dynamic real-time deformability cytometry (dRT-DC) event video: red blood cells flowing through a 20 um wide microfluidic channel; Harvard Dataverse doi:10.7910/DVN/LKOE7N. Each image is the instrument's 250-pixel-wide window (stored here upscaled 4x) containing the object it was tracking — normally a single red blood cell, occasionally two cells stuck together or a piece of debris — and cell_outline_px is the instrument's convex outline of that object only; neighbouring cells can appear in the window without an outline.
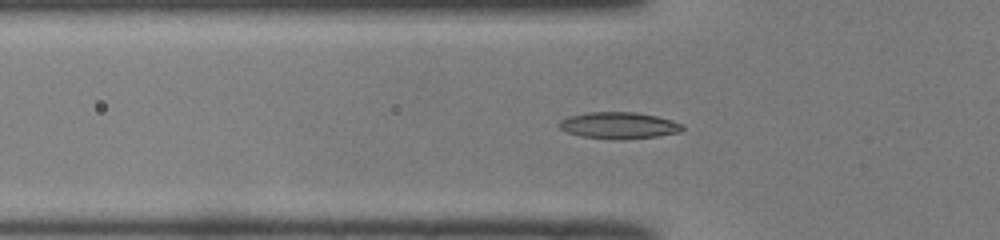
{"species": "common noctule bat (a hibernating species)", "species_latin": "Nyctalus noctula", "temperature_condition": "room temperature", "stored_images_in_passage": 42, "camera_frame_rate_fps": 3000, "um_per_image_px": 0.085, "animal": {"sex": "male", "body_mass_g": 19.0, "forearm_length_mm": 50.8}, "frame": {"image": 1, "passage_image": 8, "time_ms": 2.333, "image_size_px": [1000, 240], "cell_outline_px": [[684, 128], [680, 132], [656, 136], [624, 140], [580, 136], [568, 132], [560, 128], [556, 124], [560, 120], [568, 116], [588, 112], [636, 112], [656, 116], [672, 120], [680, 124]], "centroid_in_image_um": [52.57, 10.66], "position_along_channel_um": 73.2, "area_um2": 19.07}}
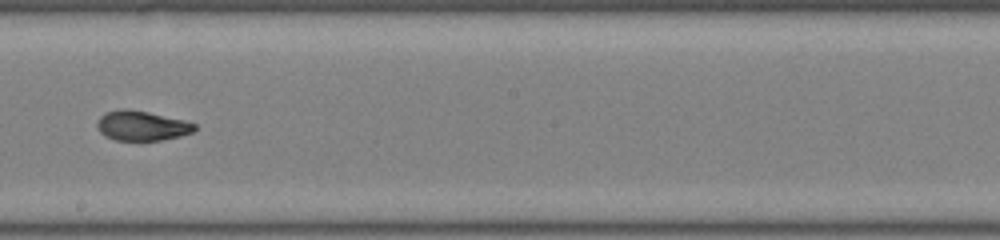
{"frame": {"image": 2, "passage_image": 20, "time_ms": 6.333, "image_size_px": [1000, 240], "cell_outline_px": [[196, 128], [192, 132], [180, 136], [160, 140], [116, 140], [104, 136], [96, 128], [96, 124], [100, 116], [104, 112], [120, 108], [128, 108], [148, 112], [184, 120], [196, 124]], "centroid_in_image_um": [12.0, 10.67], "position_along_channel_um": 236.2, "area_um2": 17.05}}
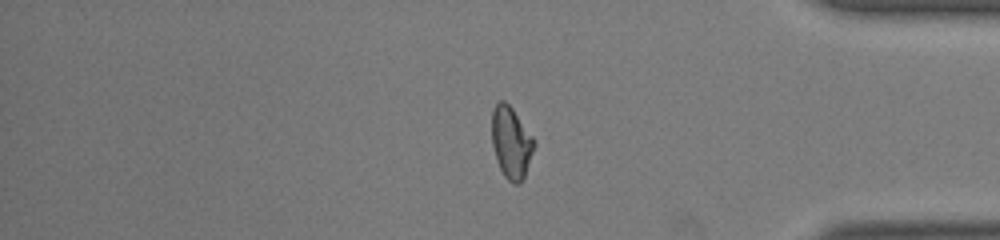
{"frame": {"image": 3, "passage_image": 33, "time_ms": 10.667, "image_size_px": [1000, 240], "cell_outline_px": [[536, 144], [524, 176], [520, 184], [512, 184], [504, 176], [496, 160], [492, 144], [492, 108], [500, 100], [504, 100], [512, 108], [536, 140]], "centroid_in_image_um": [43.45, 12.11], "position_along_channel_um": 391.8, "area_um2": 17.8}, "authors_computed_cell_mechanics": {"area_um2": 17.5712, "velocity_mm_per_s": 4.0702, "shape_relaxation_time_tau1_ms": 8.3687, "shape_relaxation_time_tau2_ms": 1.4265, "deformation_change_tau1": 0.2598, "deformation_change_tau2": 0.0569}}